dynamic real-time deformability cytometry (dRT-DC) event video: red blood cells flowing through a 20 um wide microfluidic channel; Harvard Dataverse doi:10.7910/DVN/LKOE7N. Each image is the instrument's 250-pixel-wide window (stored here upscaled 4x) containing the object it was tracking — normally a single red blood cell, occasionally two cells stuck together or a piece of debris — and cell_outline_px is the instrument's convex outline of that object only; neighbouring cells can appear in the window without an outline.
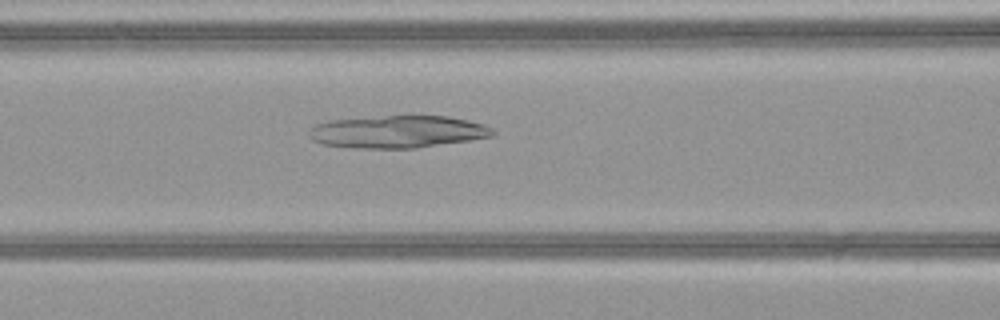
{"species": "common noctule bat (a hibernating species)", "species_latin": "Nyctalus noctula", "temperature_condition": "warm", "stored_images_in_passage": 47, "camera_frame_rate_fps": 3000, "um_per_image_px": 0.085, "animal": {"sex": "female", "body_mass_g": 21.9}, "frame": {"image": 1, "passage_image": 19, "time_ms": 6.0, "image_size_px": [1000, 320], "cell_outline_px": [[496, 132], [492, 136], [472, 140], [416, 148], [356, 148], [324, 144], [312, 140], [308, 136], [308, 132], [316, 124], [328, 120], [384, 116], [448, 116], [468, 120], [484, 124], [492, 128]], "centroid_in_image_um": [33.82, 11.2], "position_along_channel_um": 132.8, "area_um2": 34.74}}
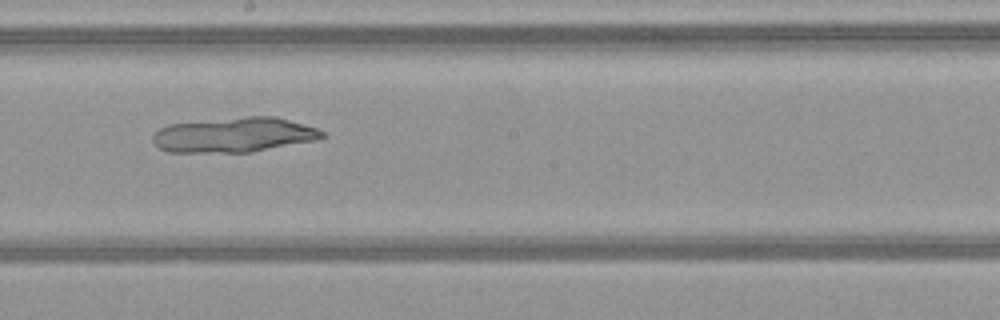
{"frame": {"image": 2, "passage_image": 26, "time_ms": 8.333, "image_size_px": [1000, 320], "cell_outline_px": [[324, 136], [320, 140], [252, 152], [168, 152], [160, 148], [152, 140], [152, 136], [160, 128], [168, 124], [248, 116], [276, 116], [304, 124], [316, 128], [324, 132]], "centroid_in_image_um": [19.94, 11.47], "position_along_channel_um": 228.3, "area_um2": 34.51}}
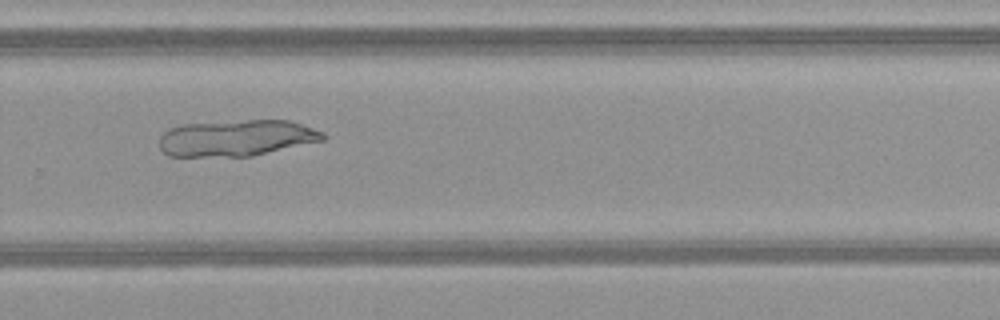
{"frame": {"image": 3, "passage_image": 32, "time_ms": 10.333, "image_size_px": [1000, 320], "cell_outline_px": [[324, 140], [252, 156], [168, 156], [160, 148], [160, 136], [168, 128], [184, 124], [248, 120], [288, 120], [324, 132]], "centroid_in_image_um": [20.08, 11.73], "position_along_channel_um": 309.7, "area_um2": 34.39}}